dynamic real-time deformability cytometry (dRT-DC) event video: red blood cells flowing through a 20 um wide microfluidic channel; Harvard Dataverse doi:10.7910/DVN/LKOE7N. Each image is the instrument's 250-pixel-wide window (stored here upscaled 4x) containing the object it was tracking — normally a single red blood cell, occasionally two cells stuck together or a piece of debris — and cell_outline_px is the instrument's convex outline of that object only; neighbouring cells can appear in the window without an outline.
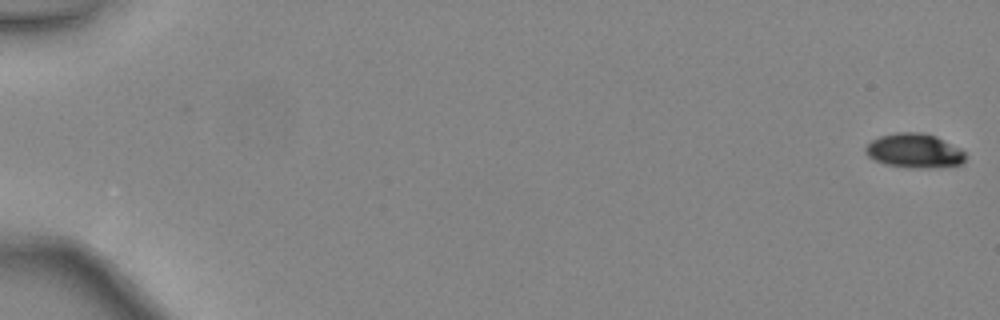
{"species": "common noctule bat (a hibernating species)", "species_latin": "Nyctalus noctula", "temperature_condition": "warm", "stored_images_in_passage": 49, "camera_frame_rate_fps": 3000, "um_per_image_px": 0.085, "animal": {"sex": "female", "body_mass_g": 24.6, "forearm_length_mm": 56.2}, "frame": {"image": 1, "passage_image": 1, "time_ms": 0.0, "image_size_px": [1000, 320], "cell_outline_px": [[964, 160], [960, 164], [928, 168], [924, 168], [884, 164], [868, 156], [864, 152], [864, 148], [872, 140], [880, 136], [896, 132], [924, 132], [936, 136], [960, 148], [964, 152]], "centroid_in_image_um": [77.7, 12.79], "position_along_channel_um": 7.3, "area_um2": 19.77}}
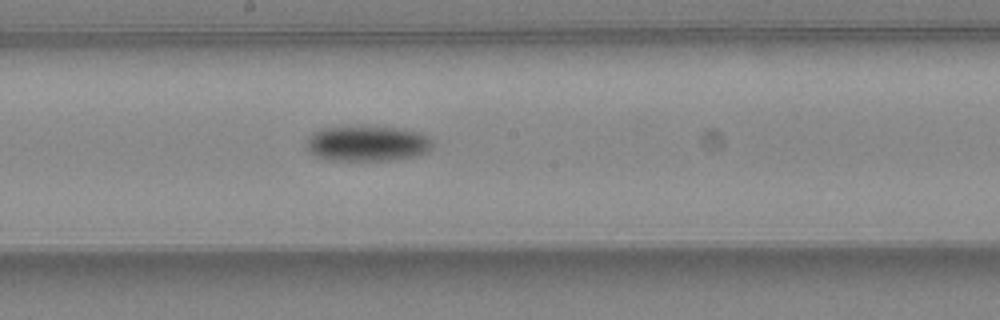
{"frame": {"image": 2, "passage_image": 28, "time_ms": 9.0, "image_size_px": [1000, 320], "cell_outline_px": [[432, 148], [428, 152], [416, 156], [392, 160], [328, 160], [316, 156], [308, 148], [308, 140], [312, 132], [320, 128], [404, 128], [420, 132], [428, 136], [432, 140]], "centroid_in_image_um": [31.29, 12.22], "position_along_channel_um": 216.9, "area_um2": 25.66}}
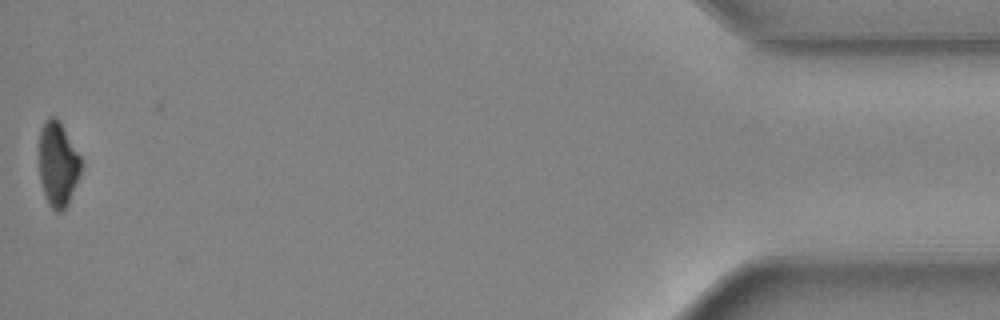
{"frame": {"image": 3, "passage_image": 48, "time_ms": 15.667, "image_size_px": [1000, 320], "cell_outline_px": [[80, 172], [68, 204], [60, 212], [56, 212], [48, 204], [40, 180], [40, 128], [44, 120], [48, 116], [56, 116], [60, 120], [80, 156]], "centroid_in_image_um": [4.91, 13.9], "position_along_channel_um": 430.3, "area_um2": 20.52}, "authors_computed_cell_mechanics": {"area_um2": 22.7154, "velocity_mm_per_s": 4.4709, "shape_relaxation_time_tau1_ms": 1.9658, "shape_relaxation_time_tau2_ms": null, "deformation_change_tau1": 0.1163, "deformation_change_tau2": null}}